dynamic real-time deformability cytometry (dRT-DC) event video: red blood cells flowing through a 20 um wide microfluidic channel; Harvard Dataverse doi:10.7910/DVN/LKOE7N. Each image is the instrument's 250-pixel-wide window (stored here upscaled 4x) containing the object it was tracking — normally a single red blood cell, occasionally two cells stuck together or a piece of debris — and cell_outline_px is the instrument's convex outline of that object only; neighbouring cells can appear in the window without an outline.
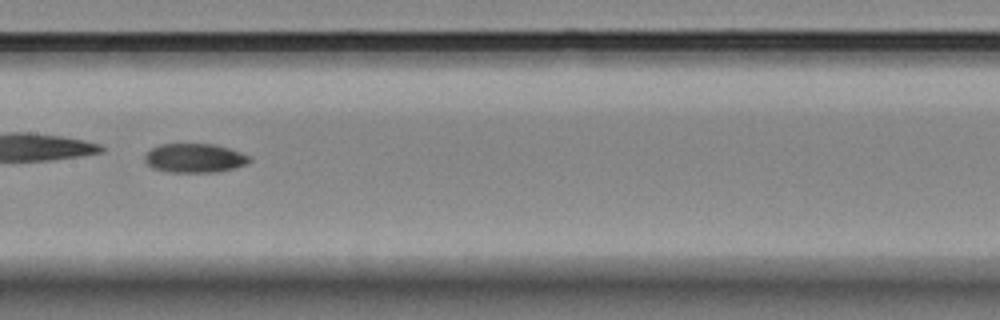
{"species": "Egyptian fruit bat (a non-hibernating species)", "species_latin": "Rousettus aegyptiacus", "temperature_condition": "room temperature", "stored_images_in_passage": 37, "camera_frame_rate_fps": 3000, "um_per_image_px": 0.085, "animal": {"sex": "female"}, "frame": {"image": 1, "passage_image": 26, "time_ms": 8.333, "image_size_px": [1000, 320], "cell_outline_px": [[252, 160], [244, 164], [232, 168], [216, 172], [168, 172], [152, 168], [144, 160], [144, 156], [152, 148], [160, 144], [216, 144], [252, 156]], "centroid_in_image_um": [16.54, 13.43], "position_along_channel_um": 190.9, "area_um2": 17.69}}
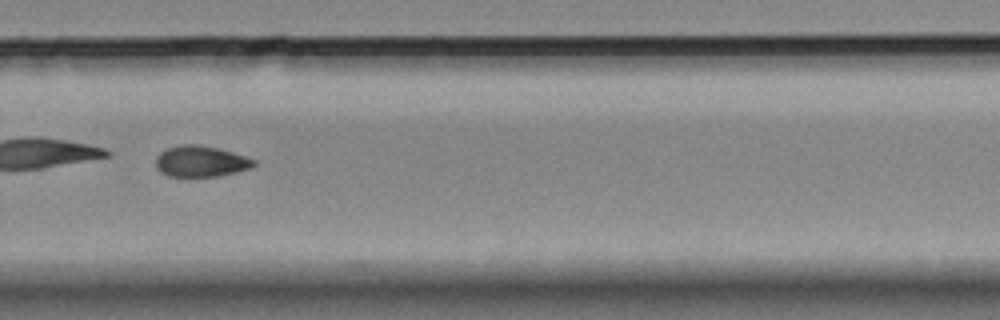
{"frame": {"image": 2, "passage_image": 36, "time_ms": 11.667, "image_size_px": [1000, 320], "cell_outline_px": [[256, 164], [248, 168], [236, 172], [220, 176], [168, 176], [160, 172], [156, 168], [156, 156], [160, 152], [168, 148], [184, 144], [196, 144], [220, 148], [256, 160]], "centroid_in_image_um": [17.05, 13.71], "position_along_channel_um": 312.8, "area_um2": 17.69}}